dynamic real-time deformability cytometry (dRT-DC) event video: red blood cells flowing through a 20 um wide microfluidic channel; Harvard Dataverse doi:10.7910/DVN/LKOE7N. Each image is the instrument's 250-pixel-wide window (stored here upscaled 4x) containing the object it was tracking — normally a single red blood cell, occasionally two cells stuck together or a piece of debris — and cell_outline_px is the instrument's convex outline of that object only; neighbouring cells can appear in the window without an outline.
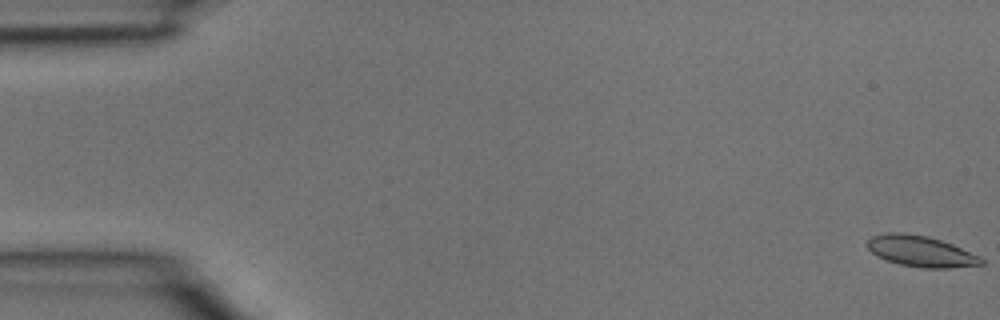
{"species": "common noctule bat (a hibernating species)", "species_latin": "Nyctalus noctula", "temperature_condition": "room temperature", "stored_images_in_passage": 4, "camera_frame_rate_fps": 3000, "um_per_image_px": 0.085, "animal": {"sex": "male", "body_mass_g": 15.6}, "frame": {"image": 1, "passage_image": 1, "time_ms": 0.0, "image_size_px": [1000, 320], "cell_outline_px": [[984, 264], [952, 268], [924, 268], [900, 264], [884, 260], [876, 256], [868, 248], [868, 240], [872, 236], [888, 232], [904, 232], [928, 236], [952, 244], [980, 256], [984, 260]], "centroid_in_image_um": [78.27, 21.36], "position_along_channel_um": 6.7, "area_um2": 20.63}}
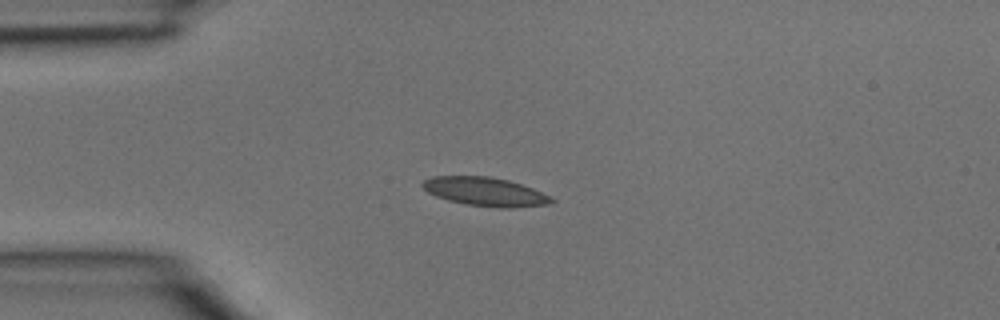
{"frame": {"image": 2, "passage_image": 4, "time_ms": 1.0, "image_size_px": [1000, 320], "cell_outline_px": [[556, 200], [548, 204], [512, 208], [500, 208], [464, 204], [448, 200], [436, 196], [428, 192], [420, 184], [424, 180], [432, 176], [488, 176], [508, 180], [532, 188]], "centroid_in_image_um": [41.2, 16.29], "position_along_channel_um": 43.8, "area_um2": 21.44}}